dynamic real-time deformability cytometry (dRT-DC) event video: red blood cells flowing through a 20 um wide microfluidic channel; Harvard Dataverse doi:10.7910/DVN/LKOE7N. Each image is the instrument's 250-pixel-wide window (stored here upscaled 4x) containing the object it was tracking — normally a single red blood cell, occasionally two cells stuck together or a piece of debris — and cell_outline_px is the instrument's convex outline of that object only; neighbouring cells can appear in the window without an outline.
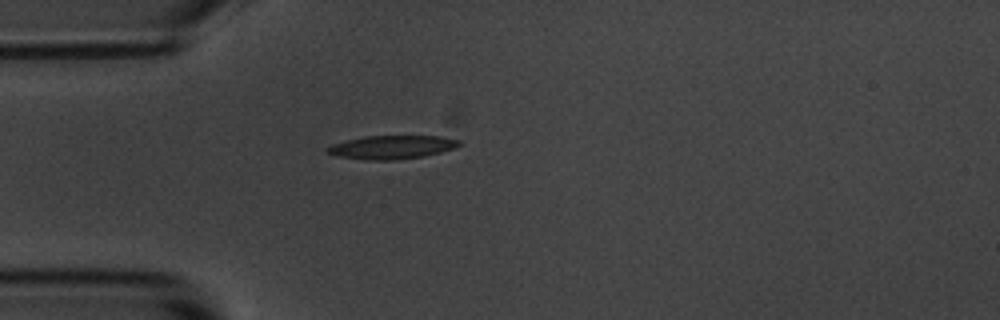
{"species": "common noctule bat (a hibernating species)", "species_latin": "Nyctalus noctula", "temperature_condition": "room temperature", "stored_images_in_passage": 41, "camera_frame_rate_fps": 3000, "um_per_image_px": 0.085, "animal": {"sex": "male", "body_mass_g": 20.1, "forearm_length_mm": 53.5}, "frame": {"image": 1, "passage_image": 1, "time_ms": 0.0, "image_size_px": [1000, 320], "cell_outline_px": [[464, 144], [456, 148], [424, 156], [396, 160], [364, 160], [336, 156], [328, 152], [324, 148], [332, 144], [364, 136], [440, 136], [460, 140]], "centroid_in_image_um": [33.33, 12.51], "position_along_channel_um": 51.7, "area_um2": 18.21}}
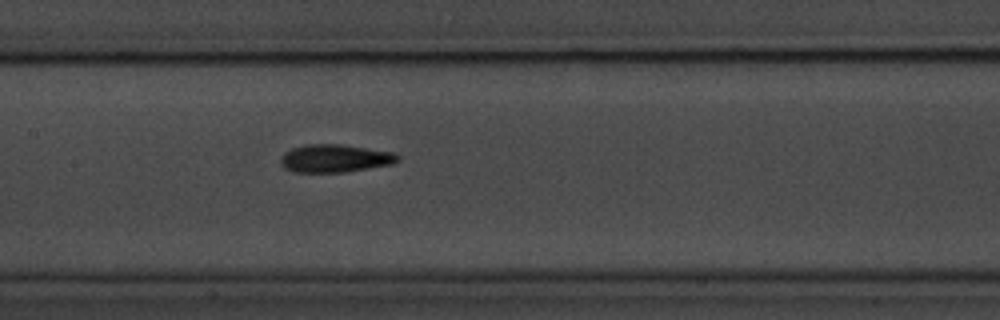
{"frame": {"image": 2, "passage_image": 12, "time_ms": 3.667, "image_size_px": [1000, 320], "cell_outline_px": [[400, 160], [392, 164], [344, 172], [292, 172], [284, 168], [280, 164], [280, 160], [284, 152], [292, 148], [308, 144], [340, 144], [396, 152], [400, 156]], "centroid_in_image_um": [28.48, 13.46], "position_along_channel_um": 178.9, "area_um2": 19.19}}
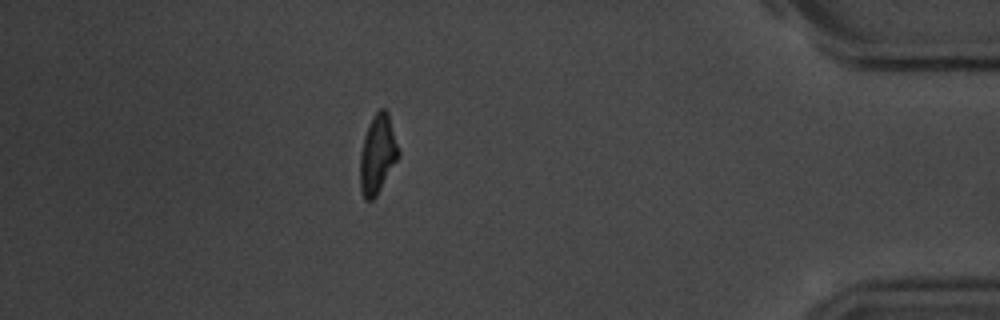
{"frame": {"image": 3, "passage_image": 34, "time_ms": 11.0, "image_size_px": [1000, 320], "cell_outline_px": [[400, 156], [376, 196], [372, 200], [364, 200], [360, 188], [360, 152], [364, 136], [368, 124], [372, 116], [380, 108], [384, 108], [388, 112], [400, 152]], "centroid_in_image_um": [32.09, 13.1], "position_along_channel_um": 403.1, "area_um2": 17.8}, "authors_computed_cell_mechanics": {"area_um2": 18.0336, "velocity_mm_per_s": 3.6697, "shape_relaxation_time_tau1_ms": 3.608, "shape_relaxation_time_tau2_ms": 3.881, "deformation_change_tau1": 0.1386, "deformation_change_tau2": 0.1151}}